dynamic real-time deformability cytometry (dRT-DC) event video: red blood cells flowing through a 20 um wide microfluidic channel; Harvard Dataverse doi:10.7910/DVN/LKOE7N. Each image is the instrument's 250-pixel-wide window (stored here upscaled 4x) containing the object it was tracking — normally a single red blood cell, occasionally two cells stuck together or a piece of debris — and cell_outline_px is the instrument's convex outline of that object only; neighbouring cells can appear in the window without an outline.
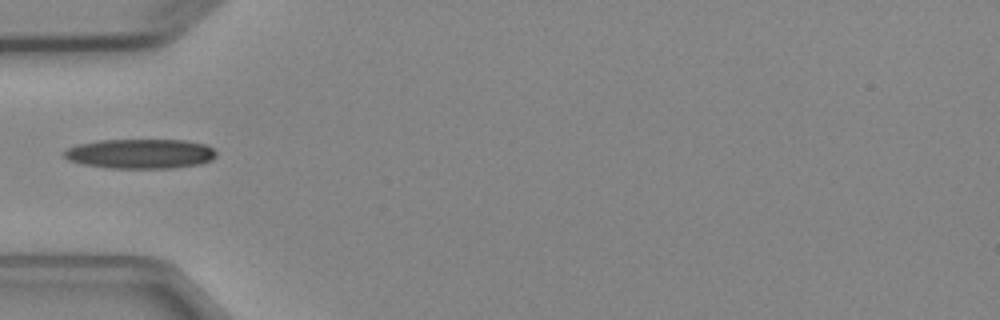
{"species": "Egyptian fruit bat (a non-hibernating species)", "species_latin": "Rousettus aegyptiacus", "temperature_condition": "cold", "stored_images_in_passage": 1, "camera_frame_rate_fps": 3000, "um_per_image_px": 0.085, "animal": {"sex": "female"}, "frame": {"image": 1, "passage_image": 1, "time_ms": 0.0, "image_size_px": [1000, 320], "cell_outline_px": [[216, 156], [212, 160], [200, 164], [176, 168], [112, 168], [80, 164], [68, 160], [64, 156], [64, 152], [68, 148], [76, 144], [100, 140], [184, 140], [208, 144], [216, 152]], "centroid_in_image_um": [11.95, 13.07], "position_along_channel_um": 73.1, "area_um2": 26.53}}